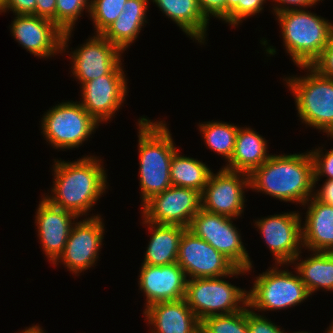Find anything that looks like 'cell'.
Here are the masks:
<instances>
[{
	"instance_id": "cell-1",
	"label": "cell",
	"mask_w": 333,
	"mask_h": 333,
	"mask_svg": "<svg viewBox=\"0 0 333 333\" xmlns=\"http://www.w3.org/2000/svg\"><path fill=\"white\" fill-rule=\"evenodd\" d=\"M53 160L51 194H43L42 197L55 207L68 210L80 218L83 215L87 217L106 192L105 189H108L102 159L91 155L72 162Z\"/></svg>"
},
{
	"instance_id": "cell-2",
	"label": "cell",
	"mask_w": 333,
	"mask_h": 333,
	"mask_svg": "<svg viewBox=\"0 0 333 333\" xmlns=\"http://www.w3.org/2000/svg\"><path fill=\"white\" fill-rule=\"evenodd\" d=\"M250 190L303 205L314 195V164L310 151L271 155L250 174Z\"/></svg>"
},
{
	"instance_id": "cell-3",
	"label": "cell",
	"mask_w": 333,
	"mask_h": 333,
	"mask_svg": "<svg viewBox=\"0 0 333 333\" xmlns=\"http://www.w3.org/2000/svg\"><path fill=\"white\" fill-rule=\"evenodd\" d=\"M137 124L142 206L153 195L172 186L171 159L178 149L164 120L151 121L147 116H142Z\"/></svg>"
},
{
	"instance_id": "cell-4",
	"label": "cell",
	"mask_w": 333,
	"mask_h": 333,
	"mask_svg": "<svg viewBox=\"0 0 333 333\" xmlns=\"http://www.w3.org/2000/svg\"><path fill=\"white\" fill-rule=\"evenodd\" d=\"M307 9L274 14L286 53L296 66H311L328 45L333 23Z\"/></svg>"
},
{
	"instance_id": "cell-5",
	"label": "cell",
	"mask_w": 333,
	"mask_h": 333,
	"mask_svg": "<svg viewBox=\"0 0 333 333\" xmlns=\"http://www.w3.org/2000/svg\"><path fill=\"white\" fill-rule=\"evenodd\" d=\"M306 70V76L283 78L293 93L296 110L302 124L333 136V78L320 75L311 66H297Z\"/></svg>"
},
{
	"instance_id": "cell-6",
	"label": "cell",
	"mask_w": 333,
	"mask_h": 333,
	"mask_svg": "<svg viewBox=\"0 0 333 333\" xmlns=\"http://www.w3.org/2000/svg\"><path fill=\"white\" fill-rule=\"evenodd\" d=\"M247 269L237 267L229 275L188 279L185 300L199 321L213 315L232 314L248 304V291L232 285L225 278L247 275Z\"/></svg>"
},
{
	"instance_id": "cell-7",
	"label": "cell",
	"mask_w": 333,
	"mask_h": 333,
	"mask_svg": "<svg viewBox=\"0 0 333 333\" xmlns=\"http://www.w3.org/2000/svg\"><path fill=\"white\" fill-rule=\"evenodd\" d=\"M284 264H275L255 277L248 291V306L258 312L284 310L308 300L310 293L297 271L279 269Z\"/></svg>"
},
{
	"instance_id": "cell-8",
	"label": "cell",
	"mask_w": 333,
	"mask_h": 333,
	"mask_svg": "<svg viewBox=\"0 0 333 333\" xmlns=\"http://www.w3.org/2000/svg\"><path fill=\"white\" fill-rule=\"evenodd\" d=\"M41 133L54 149L78 148L95 133L100 125L78 101L56 104L44 113Z\"/></svg>"
},
{
	"instance_id": "cell-9",
	"label": "cell",
	"mask_w": 333,
	"mask_h": 333,
	"mask_svg": "<svg viewBox=\"0 0 333 333\" xmlns=\"http://www.w3.org/2000/svg\"><path fill=\"white\" fill-rule=\"evenodd\" d=\"M232 219L236 218L213 214L201 208L192 218L188 230L212 245L237 267L252 272L253 262Z\"/></svg>"
},
{
	"instance_id": "cell-10",
	"label": "cell",
	"mask_w": 333,
	"mask_h": 333,
	"mask_svg": "<svg viewBox=\"0 0 333 333\" xmlns=\"http://www.w3.org/2000/svg\"><path fill=\"white\" fill-rule=\"evenodd\" d=\"M247 188L250 189L248 173L220 168L217 173L212 172L208 179L201 194V208L238 219L244 213Z\"/></svg>"
},
{
	"instance_id": "cell-11",
	"label": "cell",
	"mask_w": 333,
	"mask_h": 333,
	"mask_svg": "<svg viewBox=\"0 0 333 333\" xmlns=\"http://www.w3.org/2000/svg\"><path fill=\"white\" fill-rule=\"evenodd\" d=\"M82 220V221H81ZM74 223L66 246L53 263L64 264L75 276L88 270L97 263L104 239V223L101 215H91Z\"/></svg>"
},
{
	"instance_id": "cell-12",
	"label": "cell",
	"mask_w": 333,
	"mask_h": 333,
	"mask_svg": "<svg viewBox=\"0 0 333 333\" xmlns=\"http://www.w3.org/2000/svg\"><path fill=\"white\" fill-rule=\"evenodd\" d=\"M125 72L121 61L108 75L80 87L82 99L79 103L98 123L112 120L126 101L129 88Z\"/></svg>"
},
{
	"instance_id": "cell-13",
	"label": "cell",
	"mask_w": 333,
	"mask_h": 333,
	"mask_svg": "<svg viewBox=\"0 0 333 333\" xmlns=\"http://www.w3.org/2000/svg\"><path fill=\"white\" fill-rule=\"evenodd\" d=\"M142 218L151 223L188 228L201 209V193L191 188L170 186L141 206Z\"/></svg>"
},
{
	"instance_id": "cell-14",
	"label": "cell",
	"mask_w": 333,
	"mask_h": 333,
	"mask_svg": "<svg viewBox=\"0 0 333 333\" xmlns=\"http://www.w3.org/2000/svg\"><path fill=\"white\" fill-rule=\"evenodd\" d=\"M300 214L299 211H291L261 217L254 222L255 228L260 231L261 237L273 255L274 264H284L287 268L299 253H303Z\"/></svg>"
},
{
	"instance_id": "cell-15",
	"label": "cell",
	"mask_w": 333,
	"mask_h": 333,
	"mask_svg": "<svg viewBox=\"0 0 333 333\" xmlns=\"http://www.w3.org/2000/svg\"><path fill=\"white\" fill-rule=\"evenodd\" d=\"M177 263L184 270L187 280L221 277L237 268L225 255L188 229L179 244Z\"/></svg>"
},
{
	"instance_id": "cell-16",
	"label": "cell",
	"mask_w": 333,
	"mask_h": 333,
	"mask_svg": "<svg viewBox=\"0 0 333 333\" xmlns=\"http://www.w3.org/2000/svg\"><path fill=\"white\" fill-rule=\"evenodd\" d=\"M69 54L72 75L80 86L95 78L108 75L120 62L124 53L101 34L89 37Z\"/></svg>"
},
{
	"instance_id": "cell-17",
	"label": "cell",
	"mask_w": 333,
	"mask_h": 333,
	"mask_svg": "<svg viewBox=\"0 0 333 333\" xmlns=\"http://www.w3.org/2000/svg\"><path fill=\"white\" fill-rule=\"evenodd\" d=\"M10 32L30 54L39 58L62 53L63 31L51 20L36 15H14Z\"/></svg>"
},
{
	"instance_id": "cell-18",
	"label": "cell",
	"mask_w": 333,
	"mask_h": 333,
	"mask_svg": "<svg viewBox=\"0 0 333 333\" xmlns=\"http://www.w3.org/2000/svg\"><path fill=\"white\" fill-rule=\"evenodd\" d=\"M79 217L59 207L53 206L41 197L36 209L35 225L37 236L45 257L53 264L62 254L71 229ZM73 220V221H72Z\"/></svg>"
},
{
	"instance_id": "cell-19",
	"label": "cell",
	"mask_w": 333,
	"mask_h": 333,
	"mask_svg": "<svg viewBox=\"0 0 333 333\" xmlns=\"http://www.w3.org/2000/svg\"><path fill=\"white\" fill-rule=\"evenodd\" d=\"M139 271L138 285L146 297L145 308L185 298L187 277L177 262L163 266L142 264Z\"/></svg>"
},
{
	"instance_id": "cell-20",
	"label": "cell",
	"mask_w": 333,
	"mask_h": 333,
	"mask_svg": "<svg viewBox=\"0 0 333 333\" xmlns=\"http://www.w3.org/2000/svg\"><path fill=\"white\" fill-rule=\"evenodd\" d=\"M143 315L152 330L150 333H195L200 321L186 300L164 301L144 308Z\"/></svg>"
},
{
	"instance_id": "cell-21",
	"label": "cell",
	"mask_w": 333,
	"mask_h": 333,
	"mask_svg": "<svg viewBox=\"0 0 333 333\" xmlns=\"http://www.w3.org/2000/svg\"><path fill=\"white\" fill-rule=\"evenodd\" d=\"M307 206L302 225V245L308 251L333 252V206L319 202L314 196Z\"/></svg>"
},
{
	"instance_id": "cell-22",
	"label": "cell",
	"mask_w": 333,
	"mask_h": 333,
	"mask_svg": "<svg viewBox=\"0 0 333 333\" xmlns=\"http://www.w3.org/2000/svg\"><path fill=\"white\" fill-rule=\"evenodd\" d=\"M193 41L206 42L209 20L200 10L197 0H150Z\"/></svg>"
},
{
	"instance_id": "cell-23",
	"label": "cell",
	"mask_w": 333,
	"mask_h": 333,
	"mask_svg": "<svg viewBox=\"0 0 333 333\" xmlns=\"http://www.w3.org/2000/svg\"><path fill=\"white\" fill-rule=\"evenodd\" d=\"M150 0H127L123 12L101 35L123 52L138 38L146 20Z\"/></svg>"
},
{
	"instance_id": "cell-24",
	"label": "cell",
	"mask_w": 333,
	"mask_h": 333,
	"mask_svg": "<svg viewBox=\"0 0 333 333\" xmlns=\"http://www.w3.org/2000/svg\"><path fill=\"white\" fill-rule=\"evenodd\" d=\"M143 225L151 232L142 264L163 266L177 262L179 244L183 233L188 229L178 225H162L147 222Z\"/></svg>"
},
{
	"instance_id": "cell-25",
	"label": "cell",
	"mask_w": 333,
	"mask_h": 333,
	"mask_svg": "<svg viewBox=\"0 0 333 333\" xmlns=\"http://www.w3.org/2000/svg\"><path fill=\"white\" fill-rule=\"evenodd\" d=\"M267 140L250 127H239L234 153L226 169L250 174L269 159Z\"/></svg>"
},
{
	"instance_id": "cell-26",
	"label": "cell",
	"mask_w": 333,
	"mask_h": 333,
	"mask_svg": "<svg viewBox=\"0 0 333 333\" xmlns=\"http://www.w3.org/2000/svg\"><path fill=\"white\" fill-rule=\"evenodd\" d=\"M301 260L299 253L291 263L307 287L310 295L322 289L333 292V252L313 251ZM297 261V262H296ZM296 264V265H295Z\"/></svg>"
},
{
	"instance_id": "cell-27",
	"label": "cell",
	"mask_w": 333,
	"mask_h": 333,
	"mask_svg": "<svg viewBox=\"0 0 333 333\" xmlns=\"http://www.w3.org/2000/svg\"><path fill=\"white\" fill-rule=\"evenodd\" d=\"M178 152L177 150L171 159L172 186L191 188L202 194L212 173L210 167L197 158L187 157Z\"/></svg>"
},
{
	"instance_id": "cell-28",
	"label": "cell",
	"mask_w": 333,
	"mask_h": 333,
	"mask_svg": "<svg viewBox=\"0 0 333 333\" xmlns=\"http://www.w3.org/2000/svg\"><path fill=\"white\" fill-rule=\"evenodd\" d=\"M198 127L205 145L229 162L234 153L239 126L212 120L201 122Z\"/></svg>"
},
{
	"instance_id": "cell-29",
	"label": "cell",
	"mask_w": 333,
	"mask_h": 333,
	"mask_svg": "<svg viewBox=\"0 0 333 333\" xmlns=\"http://www.w3.org/2000/svg\"><path fill=\"white\" fill-rule=\"evenodd\" d=\"M91 0H57L56 2V25L64 32L62 40V54L69 48L74 26L82 13L90 12Z\"/></svg>"
},
{
	"instance_id": "cell-30",
	"label": "cell",
	"mask_w": 333,
	"mask_h": 333,
	"mask_svg": "<svg viewBox=\"0 0 333 333\" xmlns=\"http://www.w3.org/2000/svg\"><path fill=\"white\" fill-rule=\"evenodd\" d=\"M200 328L205 333H249L247 325V305L240 311L213 315L200 321Z\"/></svg>"
},
{
	"instance_id": "cell-31",
	"label": "cell",
	"mask_w": 333,
	"mask_h": 333,
	"mask_svg": "<svg viewBox=\"0 0 333 333\" xmlns=\"http://www.w3.org/2000/svg\"><path fill=\"white\" fill-rule=\"evenodd\" d=\"M127 0H91L89 16L93 21L94 34H101L123 12Z\"/></svg>"
},
{
	"instance_id": "cell-32",
	"label": "cell",
	"mask_w": 333,
	"mask_h": 333,
	"mask_svg": "<svg viewBox=\"0 0 333 333\" xmlns=\"http://www.w3.org/2000/svg\"><path fill=\"white\" fill-rule=\"evenodd\" d=\"M323 152V147L310 150L314 164V187H316L320 177L325 176V180H333V148Z\"/></svg>"
},
{
	"instance_id": "cell-33",
	"label": "cell",
	"mask_w": 333,
	"mask_h": 333,
	"mask_svg": "<svg viewBox=\"0 0 333 333\" xmlns=\"http://www.w3.org/2000/svg\"><path fill=\"white\" fill-rule=\"evenodd\" d=\"M247 325L249 333H287L264 314L256 313L247 304ZM289 333V332H288Z\"/></svg>"
},
{
	"instance_id": "cell-34",
	"label": "cell",
	"mask_w": 333,
	"mask_h": 333,
	"mask_svg": "<svg viewBox=\"0 0 333 333\" xmlns=\"http://www.w3.org/2000/svg\"><path fill=\"white\" fill-rule=\"evenodd\" d=\"M320 75L333 78V34L328 45L324 48L321 55L312 63Z\"/></svg>"
},
{
	"instance_id": "cell-35",
	"label": "cell",
	"mask_w": 333,
	"mask_h": 333,
	"mask_svg": "<svg viewBox=\"0 0 333 333\" xmlns=\"http://www.w3.org/2000/svg\"><path fill=\"white\" fill-rule=\"evenodd\" d=\"M12 11L13 15H36V0H3L0 14Z\"/></svg>"
},
{
	"instance_id": "cell-36",
	"label": "cell",
	"mask_w": 333,
	"mask_h": 333,
	"mask_svg": "<svg viewBox=\"0 0 333 333\" xmlns=\"http://www.w3.org/2000/svg\"><path fill=\"white\" fill-rule=\"evenodd\" d=\"M200 10L210 21L211 17L226 23V0H197ZM211 16V17H210Z\"/></svg>"
},
{
	"instance_id": "cell-37",
	"label": "cell",
	"mask_w": 333,
	"mask_h": 333,
	"mask_svg": "<svg viewBox=\"0 0 333 333\" xmlns=\"http://www.w3.org/2000/svg\"><path fill=\"white\" fill-rule=\"evenodd\" d=\"M268 0H240L238 3V26L249 17L259 14Z\"/></svg>"
},
{
	"instance_id": "cell-38",
	"label": "cell",
	"mask_w": 333,
	"mask_h": 333,
	"mask_svg": "<svg viewBox=\"0 0 333 333\" xmlns=\"http://www.w3.org/2000/svg\"><path fill=\"white\" fill-rule=\"evenodd\" d=\"M273 2L275 3L273 4L272 7L273 9L272 13L277 14L288 10H297L298 7L299 9H305V8L308 9L309 7L311 8V6L314 7V5H317L319 1L318 0H273Z\"/></svg>"
},
{
	"instance_id": "cell-39",
	"label": "cell",
	"mask_w": 333,
	"mask_h": 333,
	"mask_svg": "<svg viewBox=\"0 0 333 333\" xmlns=\"http://www.w3.org/2000/svg\"><path fill=\"white\" fill-rule=\"evenodd\" d=\"M56 2L57 0H36V16L56 24Z\"/></svg>"
},
{
	"instance_id": "cell-40",
	"label": "cell",
	"mask_w": 333,
	"mask_h": 333,
	"mask_svg": "<svg viewBox=\"0 0 333 333\" xmlns=\"http://www.w3.org/2000/svg\"><path fill=\"white\" fill-rule=\"evenodd\" d=\"M314 197L321 203L333 206V180H326L322 187L316 190L314 187Z\"/></svg>"
},
{
	"instance_id": "cell-41",
	"label": "cell",
	"mask_w": 333,
	"mask_h": 333,
	"mask_svg": "<svg viewBox=\"0 0 333 333\" xmlns=\"http://www.w3.org/2000/svg\"><path fill=\"white\" fill-rule=\"evenodd\" d=\"M240 0H226V23L229 26H238V3Z\"/></svg>"
},
{
	"instance_id": "cell-42",
	"label": "cell",
	"mask_w": 333,
	"mask_h": 333,
	"mask_svg": "<svg viewBox=\"0 0 333 333\" xmlns=\"http://www.w3.org/2000/svg\"><path fill=\"white\" fill-rule=\"evenodd\" d=\"M17 333H46L40 325H32L31 327L29 326L26 327L23 331L17 332Z\"/></svg>"
},
{
	"instance_id": "cell-43",
	"label": "cell",
	"mask_w": 333,
	"mask_h": 333,
	"mask_svg": "<svg viewBox=\"0 0 333 333\" xmlns=\"http://www.w3.org/2000/svg\"><path fill=\"white\" fill-rule=\"evenodd\" d=\"M291 333H311V332H306V331H296V332H291ZM324 333H332V329H331V327H330V325H329V328H327L326 329V331L324 332Z\"/></svg>"
},
{
	"instance_id": "cell-44",
	"label": "cell",
	"mask_w": 333,
	"mask_h": 333,
	"mask_svg": "<svg viewBox=\"0 0 333 333\" xmlns=\"http://www.w3.org/2000/svg\"><path fill=\"white\" fill-rule=\"evenodd\" d=\"M195 333H205L201 328H199Z\"/></svg>"
},
{
	"instance_id": "cell-45",
	"label": "cell",
	"mask_w": 333,
	"mask_h": 333,
	"mask_svg": "<svg viewBox=\"0 0 333 333\" xmlns=\"http://www.w3.org/2000/svg\"><path fill=\"white\" fill-rule=\"evenodd\" d=\"M330 327H331L332 333H333V321L331 322Z\"/></svg>"
}]
</instances>
